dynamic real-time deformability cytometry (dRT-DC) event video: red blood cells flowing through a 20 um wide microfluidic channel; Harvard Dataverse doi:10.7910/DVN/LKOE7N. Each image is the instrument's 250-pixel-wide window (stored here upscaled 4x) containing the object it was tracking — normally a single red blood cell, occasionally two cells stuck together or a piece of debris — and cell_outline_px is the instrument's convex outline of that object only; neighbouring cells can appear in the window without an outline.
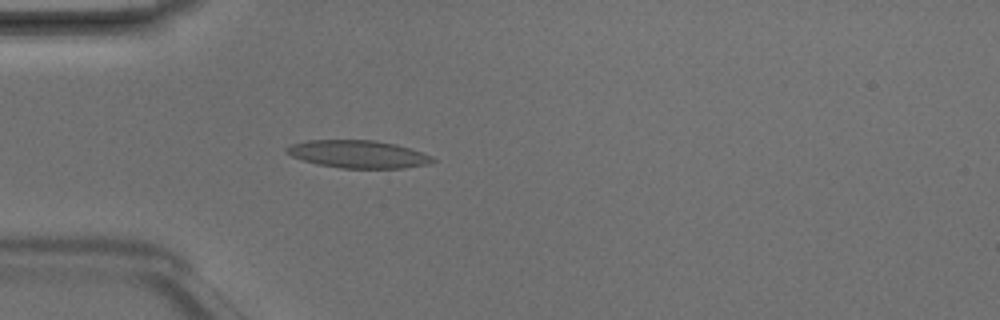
{"species": "Egyptian fruit bat (a non-hibernating species)", "species_latin": "Rousettus aegyptiacus", "temperature_condition": "room temperature", "stored_images_in_passage": 4, "camera_frame_rate_fps": 3000, "um_per_image_px": 0.085, "animal": {"sex": "male"}, "frame": {"image": 1, "passage_image": 4, "time_ms": 1.0, "image_size_px": [1000, 320], "cell_outline_px": [[436, 160], [428, 164], [404, 168], [340, 168], [316, 164], [292, 156], [284, 152], [284, 148], [292, 144], [308, 140], [376, 140], [396, 144], [432, 156]], "centroid_in_image_um": [30.41, 13.1], "position_along_channel_um": 54.6, "area_um2": 23.52}}